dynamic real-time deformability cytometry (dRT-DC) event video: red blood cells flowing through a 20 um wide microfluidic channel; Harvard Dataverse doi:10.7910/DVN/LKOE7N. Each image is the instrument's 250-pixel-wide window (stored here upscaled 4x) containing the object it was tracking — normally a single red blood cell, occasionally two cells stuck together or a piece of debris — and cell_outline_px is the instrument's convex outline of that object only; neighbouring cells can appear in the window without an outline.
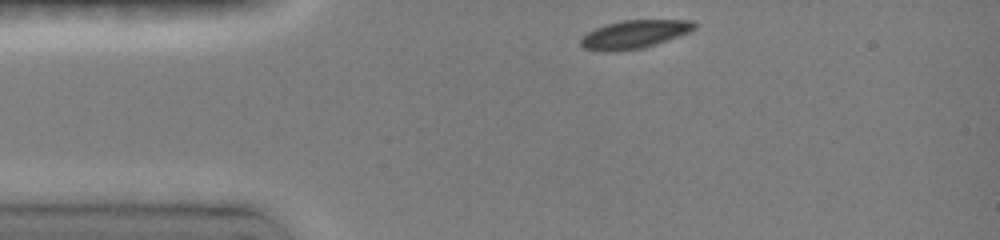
{"species": "common noctule bat (a hibernating species)", "species_latin": "Nyctalus noctula", "temperature_condition": "room temperature", "stored_images_in_passage": 12, "camera_frame_rate_fps": 3000, "um_per_image_px": 0.085, "animal": {"sex": "female", "body_mass_g": 19.0, "forearm_length_mm": 51.5}, "frame": {"image": 1, "passage_image": 1, "time_ms": 0.0, "image_size_px": [1000, 240], "cell_outline_px": [[696, 28], [688, 32], [640, 48], [584, 48], [580, 44], [580, 36], [596, 28], [608, 24], [624, 20], [692, 20], [696, 24]], "centroid_in_image_um": [53.96, 2.84], "position_along_channel_um": 31.0, "area_um2": 17.4}}
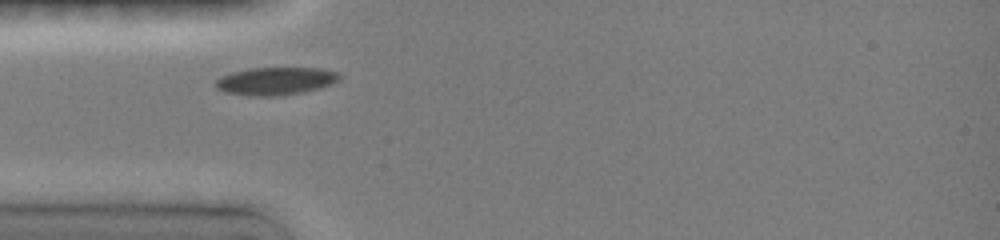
{"frame": {"image": 2, "passage_image": 11, "time_ms": 1.667, "image_size_px": [1000, 240], "cell_outline_px": [[340, 76], [336, 80], [328, 84], [316, 88], [300, 92], [276, 96], [256, 96], [228, 92], [220, 88], [216, 84], [216, 80], [220, 76], [232, 72], [248, 68], [320, 68], [336, 72]], "centroid_in_image_um": [23.39, 6.87], "position_along_channel_um": 61.6, "area_um2": 19.36}}